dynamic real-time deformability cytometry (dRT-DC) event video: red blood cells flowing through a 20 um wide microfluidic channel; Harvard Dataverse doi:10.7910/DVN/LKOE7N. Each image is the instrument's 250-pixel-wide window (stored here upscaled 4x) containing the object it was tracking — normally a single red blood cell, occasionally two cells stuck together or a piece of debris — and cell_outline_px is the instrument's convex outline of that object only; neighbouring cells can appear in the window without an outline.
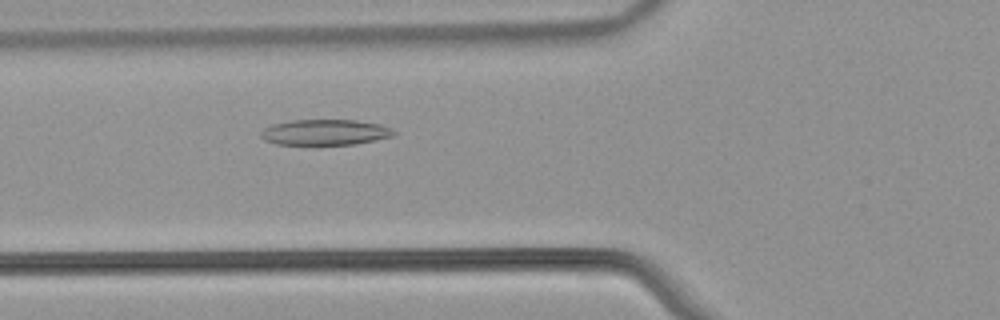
{"species": "common noctule bat (a hibernating species)", "species_latin": "Nyctalus noctula", "temperature_condition": "warm", "stored_images_in_passage": 45, "camera_frame_rate_fps": 3000, "um_per_image_px": 0.085, "animal": {"sex": "male", "body_mass_g": 21.5, "forearm_length_mm": 52.0}, "frame": {"image": 1, "passage_image": 12, "time_ms": 3.667, "image_size_px": [1000, 320], "cell_outline_px": [[396, 136], [356, 144], [312, 148], [276, 144], [264, 140], [260, 136], [260, 132], [264, 128], [272, 124], [292, 120], [356, 120], [380, 124], [392, 128], [396, 132]], "centroid_in_image_um": [27.61, 11.3], "position_along_channel_um": 98.2, "area_um2": 21.15}}
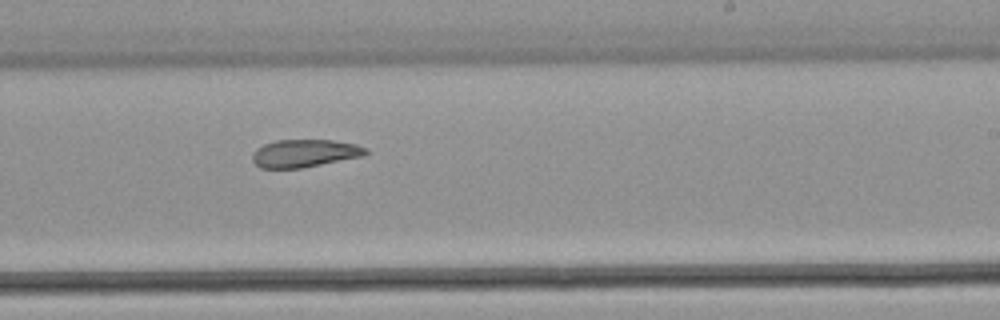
{"frame": {"image": 2, "passage_image": 25, "time_ms": 8.0, "image_size_px": [1000, 320], "cell_outline_px": [[368, 152], [364, 156], [300, 168], [260, 168], [252, 160], [252, 152], [256, 148], [264, 144], [276, 140], [332, 140], [356, 144], [368, 148]], "centroid_in_image_um": [25.89, 13.02], "position_along_channel_um": 263.1, "area_um2": 18.38}}
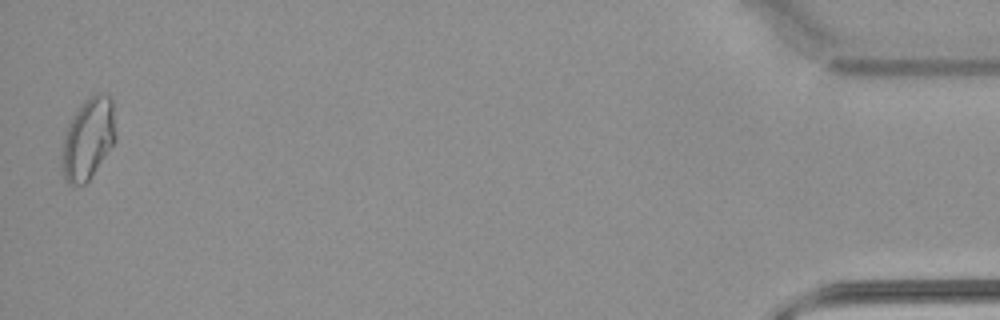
{"frame": {"image": 3, "passage_image": 45, "time_ms": 14.667, "image_size_px": [1000, 320], "cell_outline_px": [[116, 140], [88, 180], [84, 184], [68, 184], [64, 180], [60, 164], [64, 132], [68, 124], [80, 104], [96, 92], [100, 92], [108, 96], [112, 100], [116, 136]], "centroid_in_image_um": [7.46, 11.79], "position_along_channel_um": 427.7, "area_um2": 25.61}, "authors_computed_cell_mechanics": {"area_um2": 20.6924, "velocity_mm_per_s": 3.8069, "shape_relaxation_time_tau1_ms": null, "shape_relaxation_time_tau2_ms": 6.9513, "deformation_change_tau1": null, "deformation_change_tau2": 0.1487}}